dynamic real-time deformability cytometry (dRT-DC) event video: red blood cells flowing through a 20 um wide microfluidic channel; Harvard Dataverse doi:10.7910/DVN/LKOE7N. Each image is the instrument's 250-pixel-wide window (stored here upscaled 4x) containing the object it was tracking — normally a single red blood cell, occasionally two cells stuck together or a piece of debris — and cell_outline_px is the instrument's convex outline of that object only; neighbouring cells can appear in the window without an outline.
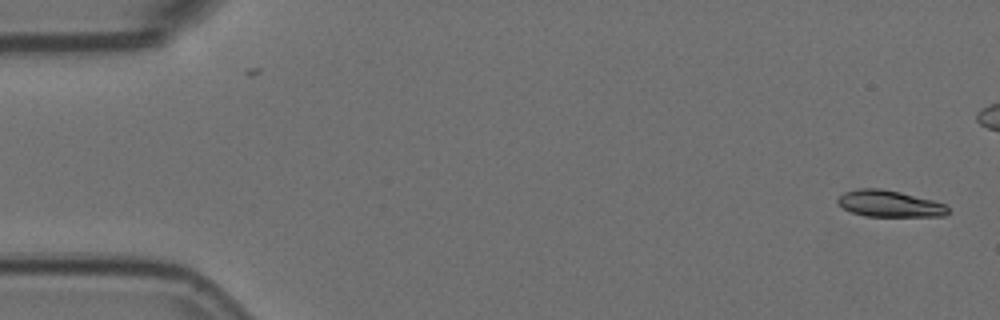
{"species": "Egyptian fruit bat (a non-hibernating species)", "species_latin": "Rousettus aegyptiacus", "temperature_condition": "room temperature", "stored_images_in_passage": 6, "segment_of_instrument_passage": [1, 2], "camera_frame_rate_fps": 3000, "um_per_image_px": 0.085, "animal": {"sex": "female"}, "frame": {"image": 1, "passage_image": 1, "time_ms": 0.0, "image_size_px": [1000, 320], "cell_outline_px": [[952, 212], [944, 216], [864, 216], [852, 212], [836, 204], [836, 200], [844, 192], [860, 188], [880, 188], [900, 192], [932, 200], [944, 204]], "centroid_in_image_um": [75.6, 17.32], "position_along_channel_um": 9.4, "area_um2": 17.05}}
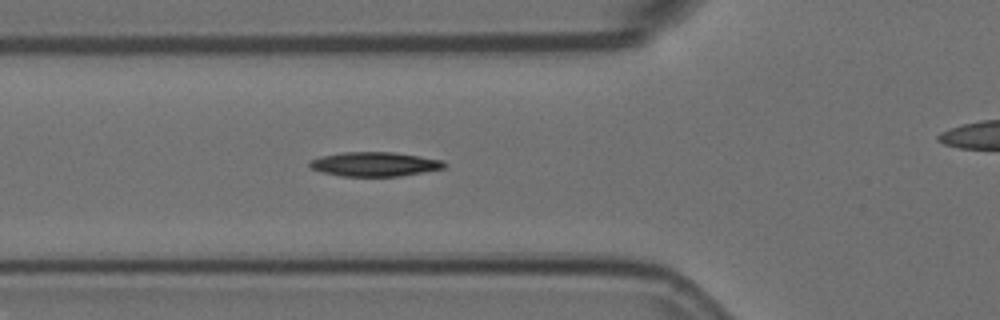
{"frame": {"image": 2, "passage_image": 5, "time_ms": 1.333, "image_size_px": [1000, 320], "cell_outline_px": [[448, 164], [444, 168], [400, 176], [340, 176], [320, 172], [312, 168], [308, 164], [308, 160], [320, 156], [344, 152], [392, 152], [420, 156], [444, 160]], "centroid_in_image_um": [31.83, 13.95], "position_along_channel_um": 94.0, "area_um2": 19.19}}